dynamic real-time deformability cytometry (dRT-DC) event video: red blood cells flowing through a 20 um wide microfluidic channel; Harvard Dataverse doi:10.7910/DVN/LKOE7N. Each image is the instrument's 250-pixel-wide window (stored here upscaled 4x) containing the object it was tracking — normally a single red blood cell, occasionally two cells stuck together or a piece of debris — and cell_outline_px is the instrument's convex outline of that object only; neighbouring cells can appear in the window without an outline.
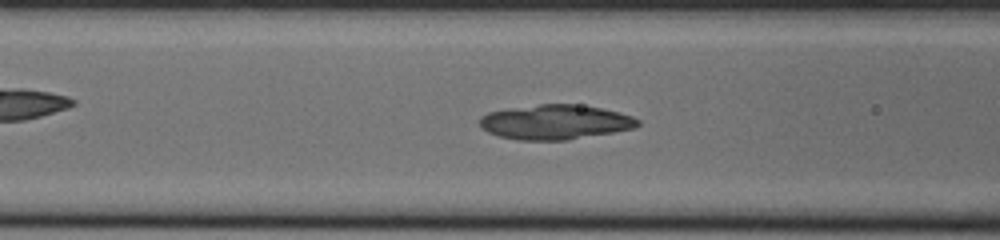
{"species": "common noctule bat (a hibernating species)", "species_latin": "Nyctalus noctula", "temperature_condition": "cold", "stored_images_in_passage": 48, "camera_frame_rate_fps": 3000, "um_per_image_px": 0.085, "animal": {"sex": "male", "body_mass_g": 20.0, "forearm_length_mm": 53.3}, "frame": {"image": 1, "passage_image": 18, "time_ms": 5.667, "image_size_px": [1000, 240], "cell_outline_px": [[640, 124], [636, 128], [568, 140], [516, 140], [496, 136], [480, 128], [480, 116], [488, 112], [512, 108], [540, 104], [572, 104], [600, 108], [632, 116], [640, 120]], "centroid_in_image_um": [47.17, 10.39], "position_along_channel_um": 119.4, "area_um2": 31.96}}
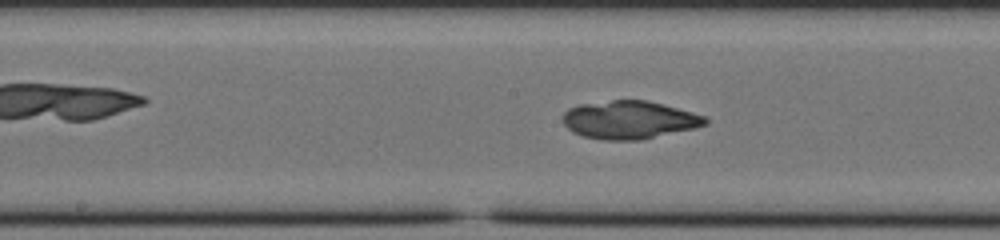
{"frame": {"image": 2, "passage_image": 24, "time_ms": 7.667, "image_size_px": [1000, 240], "cell_outline_px": [[708, 124], [696, 128], [640, 140], [600, 140], [584, 136], [572, 132], [564, 124], [564, 112], [568, 108], [580, 104], [612, 100], [648, 100], [692, 112], [704, 116], [708, 120]], "centroid_in_image_um": [53.5, 10.19], "position_along_channel_um": 194.7, "area_um2": 31.62}}
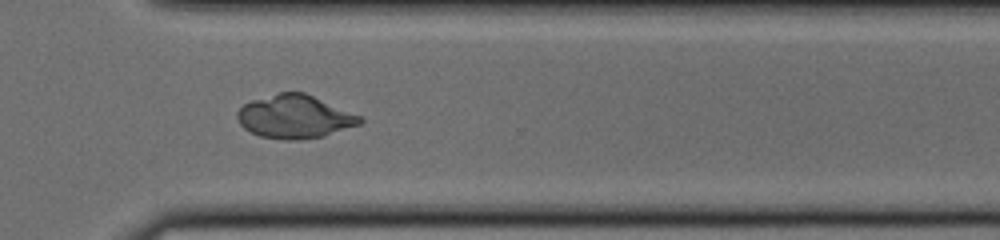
{"frame": {"image": 3, "passage_image": 36, "time_ms": 11.667, "image_size_px": [1000, 240], "cell_outline_px": [[364, 120], [360, 124], [324, 136], [296, 140], [284, 140], [260, 136], [244, 128], [240, 124], [236, 116], [236, 112], [244, 104], [252, 100], [280, 92], [304, 92], [360, 116]], "centroid_in_image_um": [25.03, 9.92], "position_along_channel_um": 345.6, "area_um2": 30.69}}